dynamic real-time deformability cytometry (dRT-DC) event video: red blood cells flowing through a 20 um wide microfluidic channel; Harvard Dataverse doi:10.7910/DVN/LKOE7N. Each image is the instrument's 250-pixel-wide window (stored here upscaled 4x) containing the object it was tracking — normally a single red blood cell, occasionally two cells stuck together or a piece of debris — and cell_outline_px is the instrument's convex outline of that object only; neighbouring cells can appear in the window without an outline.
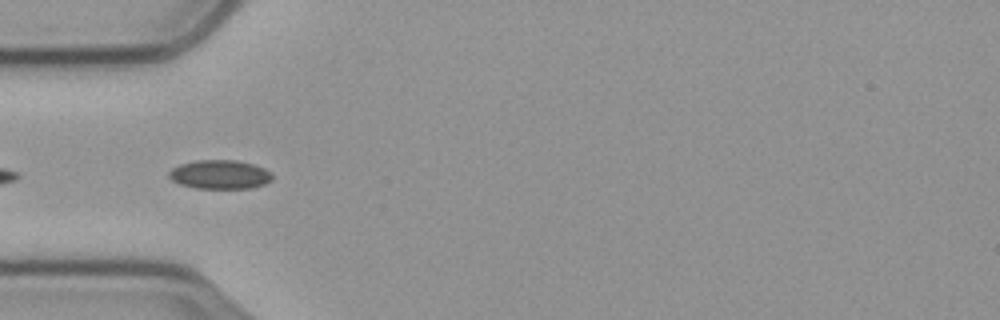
{"species": "common noctule bat (a hibernating species)", "species_latin": "Nyctalus noctula", "temperature_condition": "cold", "stored_images_in_passage": 9, "camera_frame_rate_fps": 3000, "um_per_image_px": 0.085, "animal": {"sex": "male", "body_mass_g": 23.1, "forearm_length_mm": 52.7}, "frame": {"image": 1, "passage_image": 3, "time_ms": 0.667, "image_size_px": [1000, 320], "cell_outline_px": [[272, 180], [264, 184], [252, 188], [196, 188], [180, 184], [172, 180], [168, 176], [168, 172], [172, 168], [180, 164], [196, 160], [236, 160], [252, 164], [264, 168], [272, 172]], "centroid_in_image_um": [18.69, 14.83], "position_along_channel_um": 66.3, "area_um2": 17.46}}